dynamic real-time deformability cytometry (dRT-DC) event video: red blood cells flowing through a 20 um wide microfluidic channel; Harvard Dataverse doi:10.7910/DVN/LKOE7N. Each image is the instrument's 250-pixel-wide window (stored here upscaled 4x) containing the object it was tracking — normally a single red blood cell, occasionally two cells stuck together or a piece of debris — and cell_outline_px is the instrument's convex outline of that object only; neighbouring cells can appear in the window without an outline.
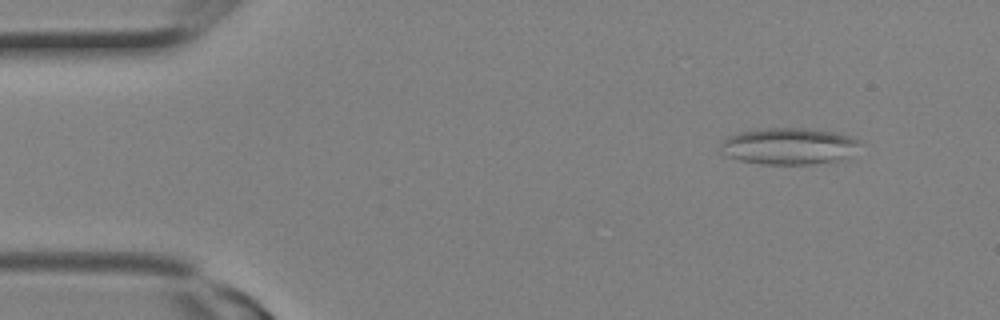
{"species": "Egyptian fruit bat (a non-hibernating species)", "species_latin": "Rousettus aegyptiacus", "temperature_condition": "room temperature", "stored_images_in_passage": 8, "camera_frame_rate_fps": 3000, "um_per_image_px": 0.085, "animal": {"sex": "female"}, "frame": {"image": 1, "passage_image": 2, "time_ms": 0.333, "image_size_px": [1000, 320], "cell_outline_px": [[860, 144], [848, 160], [812, 164], [764, 164], [740, 160], [728, 156], [720, 152], [720, 144], [728, 136], [740, 132], [760, 128], [804, 128], [832, 132], [848, 136], [860, 140]], "centroid_in_image_um": [67.08, 12.43], "position_along_channel_um": 17.9, "area_um2": 29.94}}